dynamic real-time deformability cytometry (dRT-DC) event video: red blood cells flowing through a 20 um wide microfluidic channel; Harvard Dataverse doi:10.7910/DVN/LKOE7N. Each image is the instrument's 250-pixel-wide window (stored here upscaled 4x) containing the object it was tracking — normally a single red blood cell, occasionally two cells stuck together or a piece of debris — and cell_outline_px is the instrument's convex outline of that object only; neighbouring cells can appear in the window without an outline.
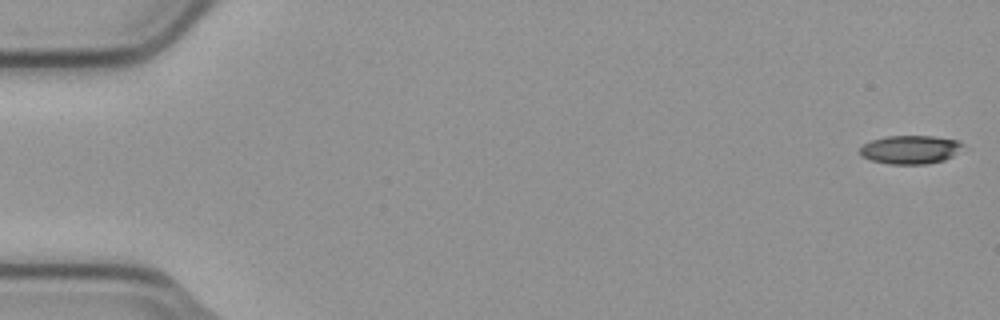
{"species": "common noctule bat (a hibernating species)", "species_latin": "Nyctalus noctula", "temperature_condition": "cold", "stored_images_in_passage": 5, "camera_frame_rate_fps": 3000, "um_per_image_px": 0.085, "animal": {"sex": "male", "body_mass_g": 23.1, "forearm_length_mm": 52.7}, "frame": {"image": 1, "passage_image": 1, "time_ms": 0.0, "image_size_px": [1000, 320], "cell_outline_px": [[964, 144], [952, 156], [944, 160], [928, 164], [888, 164], [872, 160], [860, 156], [860, 148], [864, 144], [872, 140], [884, 136], [932, 136], [960, 140]], "centroid_in_image_um": [77.36, 12.71], "position_along_channel_um": 7.6, "area_um2": 17.11}}
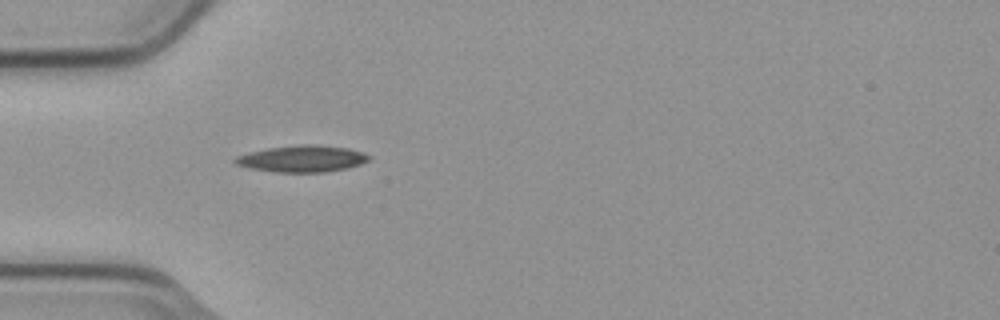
{"frame": {"image": 2, "passage_image": 5, "time_ms": 1.333, "image_size_px": [1000, 320], "cell_outline_px": [[372, 156], [368, 160], [360, 164], [344, 168], [324, 172], [276, 172], [248, 168], [236, 164], [232, 160], [236, 156], [248, 152], [268, 148], [300, 144], [316, 144], [348, 148]], "centroid_in_image_um": [25.63, 13.48], "position_along_channel_um": 59.4, "area_um2": 20.69}}